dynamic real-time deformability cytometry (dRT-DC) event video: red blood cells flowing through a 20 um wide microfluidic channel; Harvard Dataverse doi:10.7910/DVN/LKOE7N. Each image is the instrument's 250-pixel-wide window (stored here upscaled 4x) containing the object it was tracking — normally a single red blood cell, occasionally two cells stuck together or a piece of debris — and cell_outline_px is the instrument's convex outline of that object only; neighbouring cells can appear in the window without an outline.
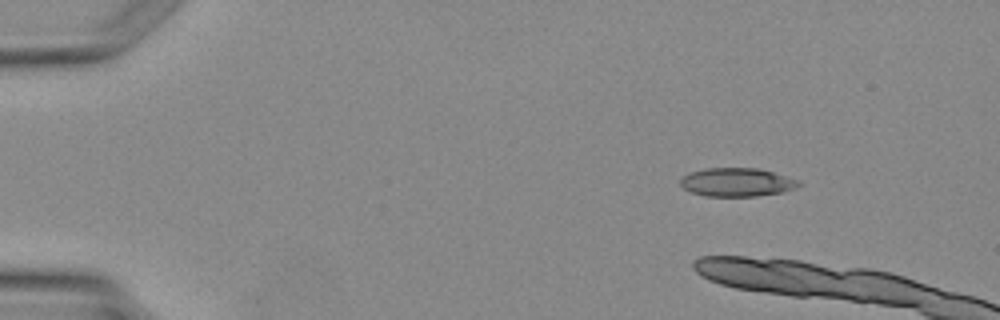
{"species": "Egyptian fruit bat (a non-hibernating species)", "species_latin": "Rousettus aegyptiacus", "temperature_condition": "warm", "stored_images_in_passage": 4, "camera_frame_rate_fps": 3000, "um_per_image_px": 0.085, "animal": {"sex": "female"}, "frame": {"image": 1, "passage_image": 1, "time_ms": 0.0, "image_size_px": [1000, 320], "cell_outline_px": [[804, 184], [796, 188], [784, 192], [756, 196], [704, 196], [692, 192], [684, 188], [680, 184], [680, 180], [688, 172], [704, 168], [760, 168], [800, 180]], "centroid_in_image_um": [62.68, 15.48], "position_along_channel_um": 22.3, "area_um2": 19.94}}